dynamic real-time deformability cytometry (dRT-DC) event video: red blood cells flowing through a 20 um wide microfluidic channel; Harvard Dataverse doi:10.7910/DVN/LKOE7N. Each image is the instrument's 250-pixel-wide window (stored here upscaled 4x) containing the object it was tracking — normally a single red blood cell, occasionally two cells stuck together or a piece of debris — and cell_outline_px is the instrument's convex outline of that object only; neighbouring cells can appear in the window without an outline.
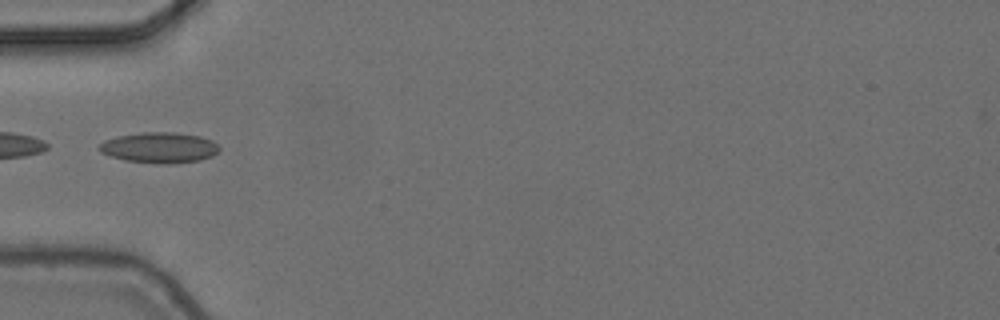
{"species": "common noctule bat (a hibernating species)", "species_latin": "Nyctalus noctula", "temperature_condition": "cold", "stored_images_in_passage": 5, "camera_frame_rate_fps": 3000, "um_per_image_px": 0.085, "animal": {"sex": "female", "body_mass_g": 24.6, "forearm_length_mm": 56.2}, "frame": {"image": 1, "passage_image": 2, "time_ms": 0.333, "image_size_px": [1000, 320], "cell_outline_px": [[220, 148], [212, 156], [200, 160], [164, 164], [160, 164], [124, 160], [100, 152], [100, 144], [104, 140], [116, 136], [144, 132], [172, 132], [200, 136], [212, 140]], "centroid_in_image_um": [13.54, 12.54], "position_along_channel_um": 71.5, "area_um2": 21.27}}
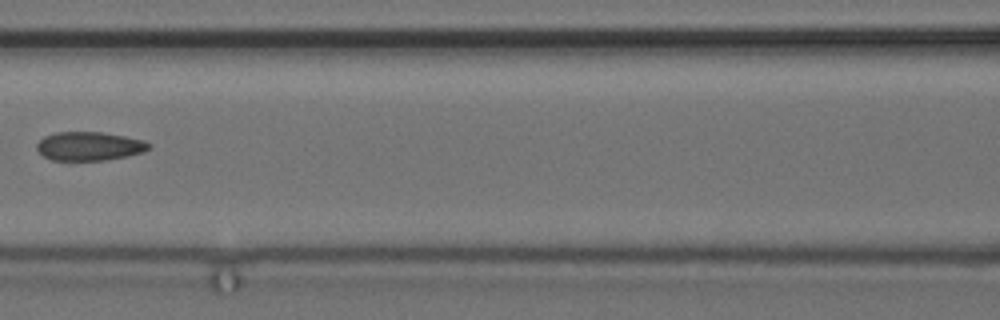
{"frame": {"image": 2, "passage_image": 4, "time_ms": 1.0, "image_size_px": [1000, 320], "cell_outline_px": [[152, 148], [144, 152], [128, 156], [104, 160], [52, 160], [44, 156], [36, 148], [36, 144], [44, 136], [56, 132], [100, 132], [124, 136], [144, 140], [152, 144]], "centroid_in_image_um": [7.63, 12.42], "position_along_channel_um": 159.0, "area_um2": 18.84}}
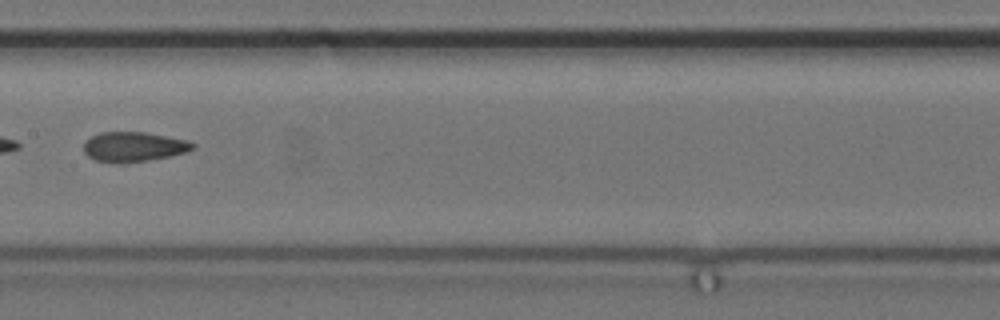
{"frame": {"image": 3, "passage_image": 5, "time_ms": 1.333, "image_size_px": [1000, 320], "cell_outline_px": [[196, 148], [188, 152], [148, 160], [124, 164], [116, 164], [96, 160], [88, 156], [84, 152], [84, 140], [100, 132], [144, 132], [188, 140], [196, 144]], "centroid_in_image_um": [11.37, 12.48], "position_along_channel_um": 196.0, "area_um2": 19.19}}